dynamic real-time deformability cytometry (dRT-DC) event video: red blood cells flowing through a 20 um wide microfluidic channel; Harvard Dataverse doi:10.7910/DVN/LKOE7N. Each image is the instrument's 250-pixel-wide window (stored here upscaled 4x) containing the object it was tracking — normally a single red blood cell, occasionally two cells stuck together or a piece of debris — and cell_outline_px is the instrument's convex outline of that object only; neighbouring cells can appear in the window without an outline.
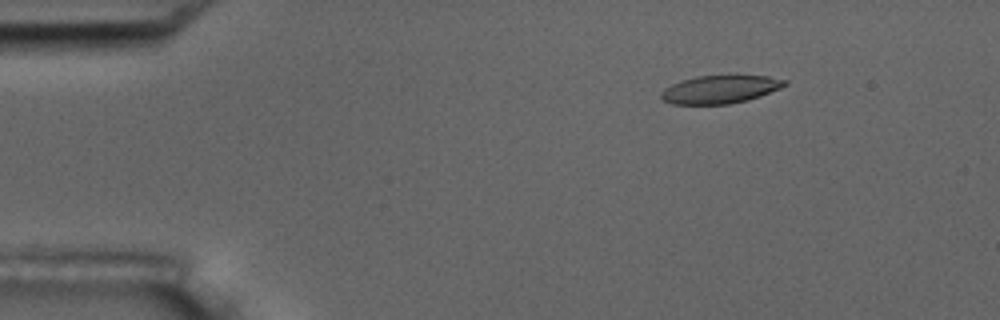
{"species": "common noctule bat (a hibernating species)", "species_latin": "Nyctalus noctula", "temperature_condition": "room temperature", "stored_images_in_passage": 16, "camera_frame_rate_fps": 3000, "um_per_image_px": 0.085, "animal": {"sex": "male", "body_mass_g": 17.5, "forearm_length_mm": 52.3}, "frame": {"image": 1, "passage_image": 3, "time_ms": 2.333, "image_size_px": [1000, 320], "cell_outline_px": [[788, 84], [780, 88], [760, 96], [748, 100], [728, 104], [672, 104], [664, 100], [660, 96], [660, 92], [664, 88], [680, 80], [696, 76], [736, 72], [768, 76], [788, 80]], "centroid_in_image_um": [61.25, 7.53], "position_along_channel_um": 23.7, "area_um2": 21.21}}
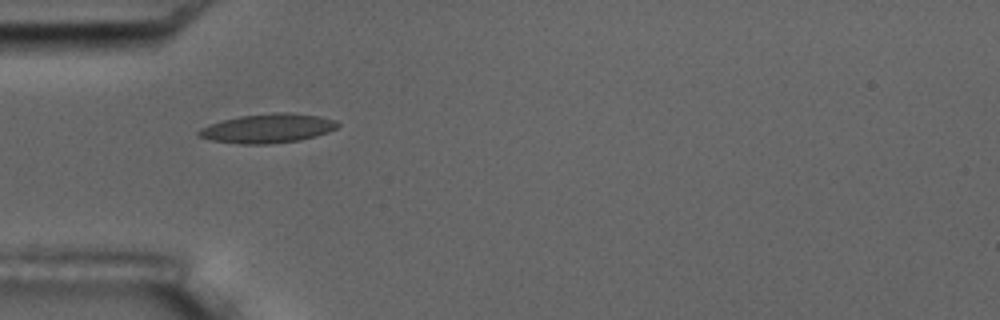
{"frame": {"image": 2, "passage_image": 5, "time_ms": 5.333, "image_size_px": [1000, 320], "cell_outline_px": [[340, 124], [336, 128], [328, 132], [316, 136], [300, 140], [268, 144], [240, 144], [212, 140], [200, 136], [196, 132], [200, 128], [208, 124], [220, 120], [240, 116], [276, 112], [288, 112], [320, 116], [336, 120]], "centroid_in_image_um": [22.76, 10.9], "position_along_channel_um": 62.2, "area_um2": 23.7}}
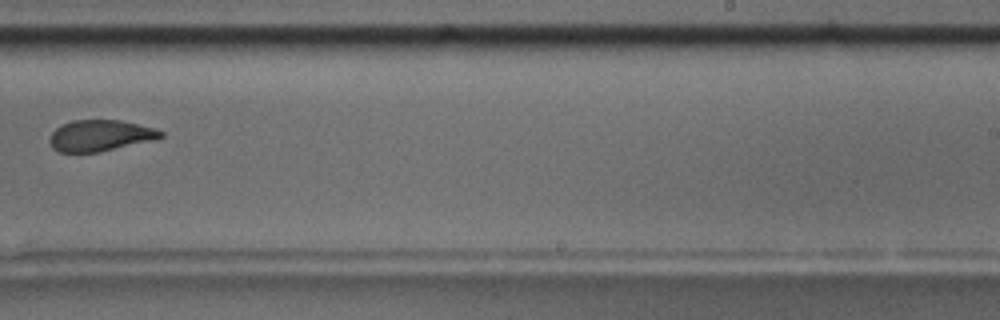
{"frame": {"image": 3, "passage_image": 10, "time_ms": 11.333, "image_size_px": [1000, 320], "cell_outline_px": [[164, 136], [152, 140], [100, 152], [60, 152], [52, 148], [48, 140], [52, 132], [60, 124], [72, 120], [120, 120], [156, 128], [164, 132]], "centroid_in_image_um": [8.49, 11.52], "position_along_channel_um": 280.5, "area_um2": 20.29}, "authors_computed_cell_mechanics": {"area_um2": 21.3571, "velocity_mm_per_s": 3.669, "shape_relaxation_time_tau1_ms": 4.5301, "shape_relaxation_time_tau2_ms": 1.3814, "deformation_change_tau1": 0.1339, "deformation_change_tau2": 0.0457}}